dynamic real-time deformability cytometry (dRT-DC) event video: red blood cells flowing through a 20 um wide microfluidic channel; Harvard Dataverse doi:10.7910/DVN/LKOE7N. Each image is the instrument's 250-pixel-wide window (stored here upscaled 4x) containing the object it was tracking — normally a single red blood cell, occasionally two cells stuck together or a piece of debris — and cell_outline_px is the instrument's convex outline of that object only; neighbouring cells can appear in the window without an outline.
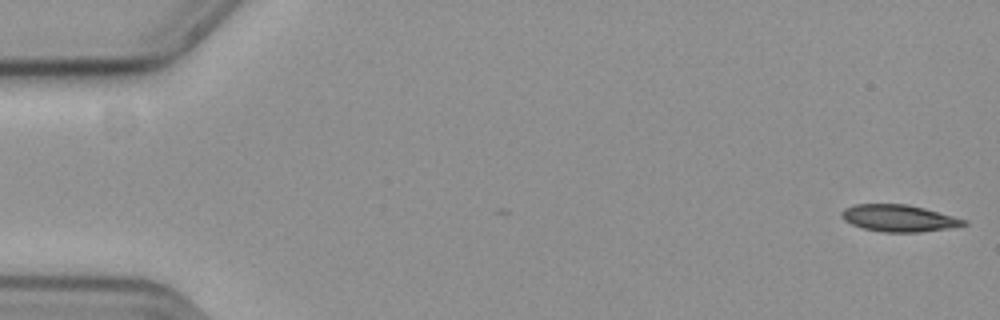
{"species": "common noctule bat (a hibernating species)", "species_latin": "Nyctalus noctula", "temperature_condition": "cold", "stored_images_in_passage": 12, "camera_frame_rate_fps": 3000, "um_per_image_px": 0.085, "animal": {"sex": "female", "body_mass_g": 19.3, "forearm_length_mm": 54.1}, "frame": {"image": 1, "passage_image": 1, "time_ms": 0.0, "image_size_px": [1000, 320], "cell_outline_px": [[968, 224], [920, 232], [884, 232], [864, 228], [852, 224], [844, 220], [840, 216], [840, 212], [844, 208], [856, 204], [908, 204], [924, 208], [968, 220]], "centroid_in_image_um": [76.37, 18.53], "position_along_channel_um": 8.6, "area_um2": 18.96}}